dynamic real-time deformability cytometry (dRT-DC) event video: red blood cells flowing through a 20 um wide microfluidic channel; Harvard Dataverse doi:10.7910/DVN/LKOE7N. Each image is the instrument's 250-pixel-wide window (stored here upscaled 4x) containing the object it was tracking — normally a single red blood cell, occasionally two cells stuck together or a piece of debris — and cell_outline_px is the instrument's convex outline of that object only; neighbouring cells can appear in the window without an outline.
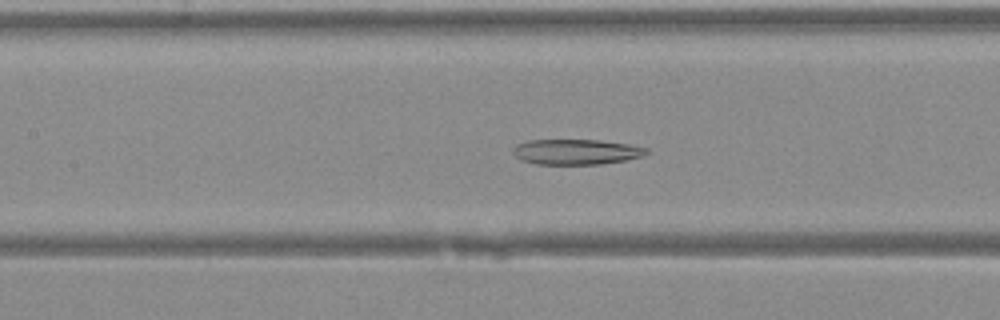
{"species": "Egyptian fruit bat (a non-hibernating species)", "species_latin": "Rousettus aegyptiacus", "temperature_condition": "warm", "stored_images_in_passage": 30, "camera_frame_rate_fps": 3000, "um_per_image_px": 0.085, "animal": {"sex": "female"}, "frame": {"image": 1, "passage_image": 11, "time_ms": 3.333, "image_size_px": [1000, 320], "cell_outline_px": [[648, 152], [644, 156], [624, 160], [600, 164], [536, 164], [520, 160], [512, 152], [512, 148], [516, 144], [528, 140], [600, 140], [628, 144], [648, 148]], "centroid_in_image_um": [48.95, 12.9], "position_along_channel_um": 158.5, "area_um2": 19.77}}
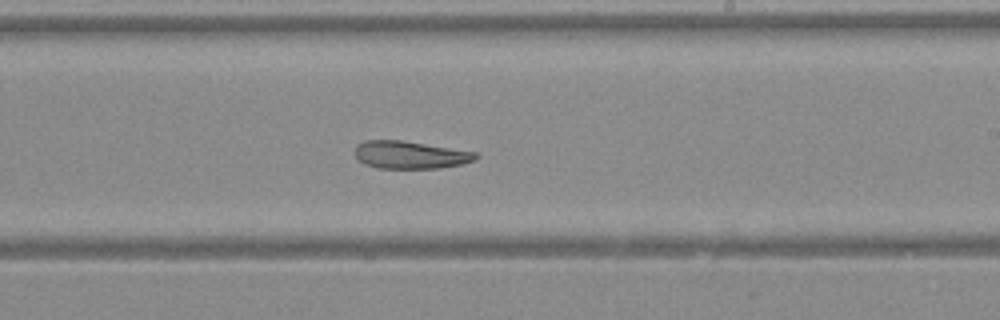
{"frame": {"image": 2, "passage_image": 17, "time_ms": 5.333, "image_size_px": [1000, 320], "cell_outline_px": [[480, 156], [476, 160], [460, 164], [440, 168], [376, 168], [364, 164], [356, 156], [356, 144], [364, 140], [400, 140], [476, 152]], "centroid_in_image_um": [34.86, 13.16], "position_along_channel_um": 254.1, "area_um2": 19.36}}
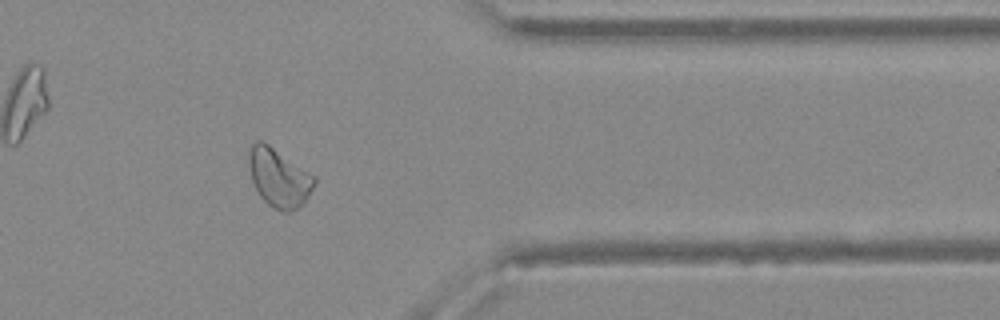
{"frame": {"image": 3, "passage_image": 26, "time_ms": 8.333, "image_size_px": [1000, 320], "cell_outline_px": [[316, 184], [308, 196], [296, 208], [288, 212], [284, 212], [268, 204], [260, 196], [252, 180], [248, 164], [248, 156], [252, 144], [256, 140], [260, 140], [268, 144], [316, 176]], "centroid_in_image_um": [23.71, 15.08], "position_along_channel_um": 387.7, "area_um2": 22.02}}